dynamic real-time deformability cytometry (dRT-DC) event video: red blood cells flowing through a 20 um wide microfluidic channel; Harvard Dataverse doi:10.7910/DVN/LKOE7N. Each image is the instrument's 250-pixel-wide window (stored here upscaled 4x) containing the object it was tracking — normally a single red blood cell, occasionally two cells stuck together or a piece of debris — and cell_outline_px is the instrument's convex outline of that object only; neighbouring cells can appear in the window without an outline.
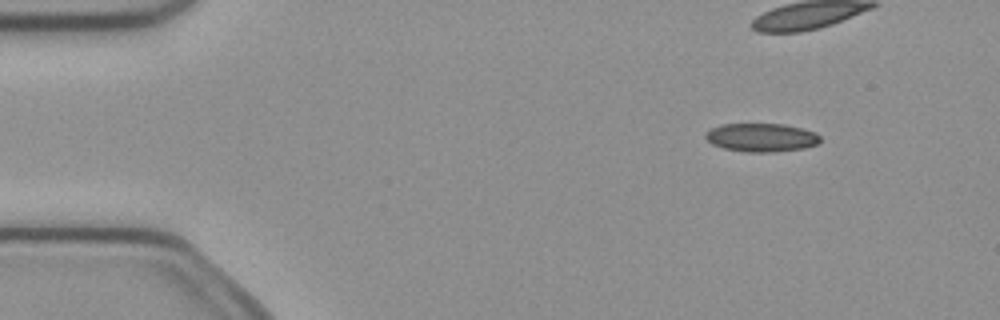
{"species": "common noctule bat (a hibernating species)", "species_latin": "Nyctalus noctula", "temperature_condition": "cold", "stored_images_in_passage": 6, "camera_frame_rate_fps": 3000, "um_per_image_px": 0.085, "animal": {"sex": "female", "body_mass_g": 21.9}, "frame": {"image": 1, "passage_image": 2, "time_ms": 0.333, "image_size_px": [1000, 320], "cell_outline_px": [[820, 144], [804, 148], [776, 152], [744, 152], [724, 148], [712, 144], [704, 136], [704, 132], [712, 128], [724, 124], [784, 124], [816, 132], [820, 136]], "centroid_in_image_um": [64.73, 11.69], "position_along_channel_um": 20.3, "area_um2": 19.13}}